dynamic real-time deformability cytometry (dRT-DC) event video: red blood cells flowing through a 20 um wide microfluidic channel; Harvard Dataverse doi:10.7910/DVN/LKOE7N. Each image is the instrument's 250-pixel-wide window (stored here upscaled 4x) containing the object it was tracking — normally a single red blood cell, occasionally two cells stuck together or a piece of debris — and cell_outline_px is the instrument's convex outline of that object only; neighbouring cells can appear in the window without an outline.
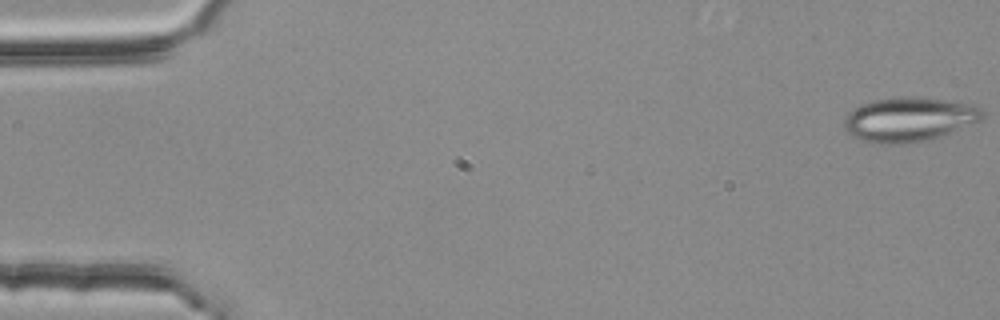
{"species": "common noctule bat (a hibernating species)", "species_latin": "Nyctalus noctula", "temperature_condition": "room temperature", "stored_images_in_passage": 12, "camera_frame_rate_fps": 3000, "um_per_image_px": 0.085, "animal": {"sex": "female", "body_mass_g": 25.1}, "frame": {"image": 1, "passage_image": 1, "time_ms": 0.0, "image_size_px": [1000, 320], "cell_outline_px": [[984, 116], [980, 120], [940, 136], [928, 140], [904, 144], [872, 144], [860, 140], [852, 136], [848, 132], [844, 124], [844, 116], [848, 112], [864, 104], [876, 100], [900, 96], [904, 96], [948, 100], [980, 104], [984, 108]], "centroid_in_image_um": [77.3, 10.15], "position_along_channel_um": 7.7, "area_um2": 35.95}}